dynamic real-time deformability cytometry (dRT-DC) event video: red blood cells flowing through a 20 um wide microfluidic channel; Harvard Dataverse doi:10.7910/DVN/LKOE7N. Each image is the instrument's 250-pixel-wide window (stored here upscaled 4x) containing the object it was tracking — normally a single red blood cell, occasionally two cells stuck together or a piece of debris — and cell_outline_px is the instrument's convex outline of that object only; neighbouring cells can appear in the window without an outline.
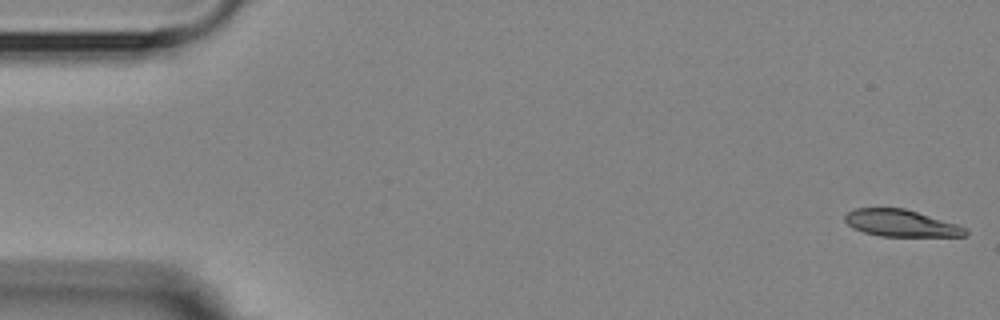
{"species": "Egyptian fruit bat (a non-hibernating species)", "species_latin": "Rousettus aegyptiacus", "temperature_condition": "room temperature", "stored_images_in_passage": 4, "camera_frame_rate_fps": 3000, "um_per_image_px": 0.085, "animal": {"sex": "female"}, "frame": {"image": 1, "passage_image": 1, "time_ms": 0.0, "image_size_px": [1000, 320], "cell_outline_px": [[968, 236], [880, 236], [864, 232], [852, 228], [844, 220], [844, 216], [848, 212], [856, 208], [904, 208], [956, 224], [964, 228], [968, 232]], "centroid_in_image_um": [76.55, 18.97], "position_along_channel_um": 8.5, "area_um2": 18.67}}